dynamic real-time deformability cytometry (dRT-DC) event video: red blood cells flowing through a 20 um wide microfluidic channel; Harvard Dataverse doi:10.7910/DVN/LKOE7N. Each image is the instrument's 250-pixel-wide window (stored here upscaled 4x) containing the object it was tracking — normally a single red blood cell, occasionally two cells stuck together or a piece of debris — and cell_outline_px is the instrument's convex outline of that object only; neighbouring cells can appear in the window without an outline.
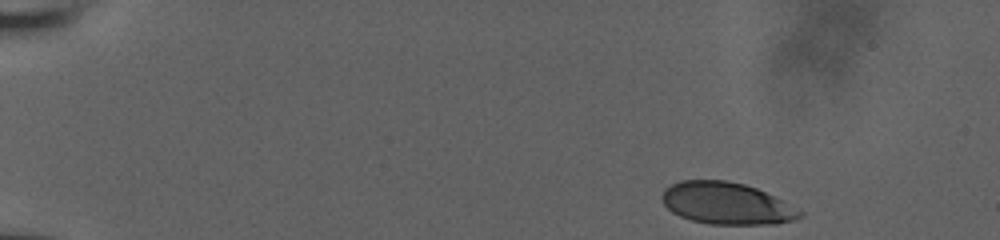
{"species": "human", "species_latin": "Homo sapiens", "temperature_condition": "room temperature", "stored_images_in_passage": 43, "camera_frame_rate_fps": 3000, "um_per_image_px": 0.085, "donor": {"sex": "male"}, "frame": {"image": 1, "passage_image": 1, "time_ms": 0.0, "image_size_px": [1000, 240], "cell_outline_px": [[804, 216], [796, 220], [776, 224], [708, 224], [692, 220], [680, 216], [672, 212], [664, 204], [660, 196], [664, 188], [680, 180], [724, 180], [744, 184], [756, 188], [804, 212]], "centroid_in_image_um": [61.74, 17.29], "position_along_channel_um": 23.3, "area_um2": 33.64}}
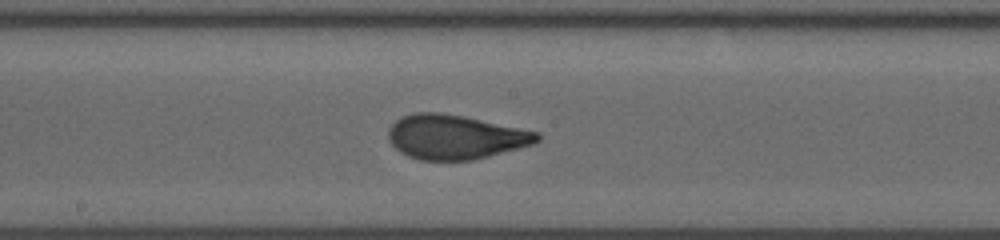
{"frame": {"image": 2, "passage_image": 25, "time_ms": 8.0, "image_size_px": [1000, 240], "cell_outline_px": [[540, 140], [536, 144], [472, 160], [420, 160], [408, 156], [400, 152], [388, 140], [388, 128], [396, 120], [404, 116], [416, 112], [440, 112], [464, 116], [540, 132]], "centroid_in_image_um": [38.71, 11.64], "position_along_channel_um": 209.5, "area_um2": 38.61}}
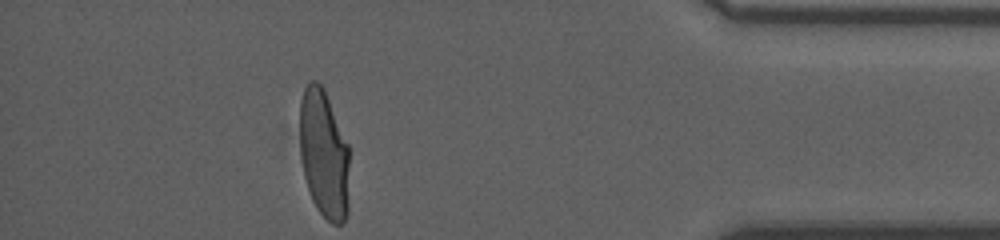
{"frame": {"image": 3, "passage_image": 43, "time_ms": 14.0, "image_size_px": [1000, 240], "cell_outline_px": [[348, 212], [344, 220], [340, 224], [332, 224], [316, 208], [312, 200], [304, 176], [300, 156], [300, 100], [304, 88], [312, 80], [316, 80], [324, 88], [348, 144]], "centroid_in_image_um": [27.52, 13.09], "position_along_channel_um": 407.7, "area_um2": 37.28}, "authors_computed_cell_mechanics": {"area_um2": 37.3388, "velocity_mm_per_s": 3.9316, "shape_relaxation_time_tau1_ms": 5.64, "shape_relaxation_time_tau2_ms": null, "deformation_change_tau1": 0.1922, "deformation_change_tau2": null}}